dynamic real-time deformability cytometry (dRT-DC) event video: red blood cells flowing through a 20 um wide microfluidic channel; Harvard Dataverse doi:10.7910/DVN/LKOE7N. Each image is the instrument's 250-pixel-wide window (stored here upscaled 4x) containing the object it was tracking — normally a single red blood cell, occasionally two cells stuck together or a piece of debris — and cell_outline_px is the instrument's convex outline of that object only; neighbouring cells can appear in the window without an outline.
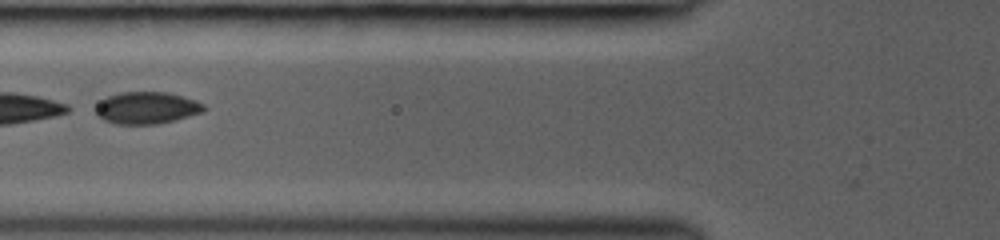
{"species": "common noctule bat (a hibernating species)", "species_latin": "Nyctalus noctula", "temperature_condition": "room temperature", "stored_images_in_passage": 9, "camera_frame_rate_fps": 3000, "um_per_image_px": 0.085, "animal": {"sex": "female", "body_mass_g": 19.0, "forearm_length_mm": 53.3}, "frame": {"image": 1, "passage_image": 6, "time_ms": 5.333, "image_size_px": [1000, 240], "cell_outline_px": [[208, 108], [204, 112], [176, 120], [156, 124], [116, 124], [104, 120], [96, 116], [96, 108], [100, 100], [108, 96], [120, 92], [168, 92], [196, 100], [204, 104]], "centroid_in_image_um": [12.5, 9.17], "position_along_channel_um": 113.3, "area_um2": 20.4}}
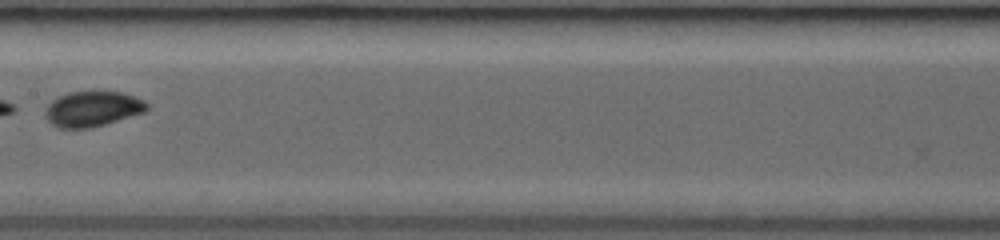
{"frame": {"image": 2, "passage_image": 8, "time_ms": 7.333, "image_size_px": [1000, 240], "cell_outline_px": [[148, 108], [144, 112], [92, 128], [60, 128], [52, 124], [44, 116], [44, 112], [48, 104], [52, 100], [60, 96], [72, 92], [124, 92], [144, 100], [148, 104]], "centroid_in_image_um": [7.86, 9.26], "position_along_channel_um": 199.5, "area_um2": 20.81}}
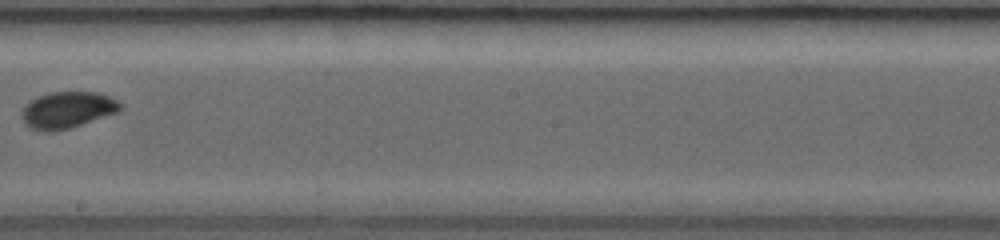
{"frame": {"image": 3, "passage_image": 9, "time_ms": 8.333, "image_size_px": [1000, 240], "cell_outline_px": [[124, 108], [116, 112], [68, 128], [48, 132], [40, 132], [24, 124], [20, 116], [24, 108], [32, 100], [40, 96], [52, 92], [100, 92], [124, 104]], "centroid_in_image_um": [5.73, 9.34], "position_along_channel_um": 242.5, "area_um2": 20.69}}